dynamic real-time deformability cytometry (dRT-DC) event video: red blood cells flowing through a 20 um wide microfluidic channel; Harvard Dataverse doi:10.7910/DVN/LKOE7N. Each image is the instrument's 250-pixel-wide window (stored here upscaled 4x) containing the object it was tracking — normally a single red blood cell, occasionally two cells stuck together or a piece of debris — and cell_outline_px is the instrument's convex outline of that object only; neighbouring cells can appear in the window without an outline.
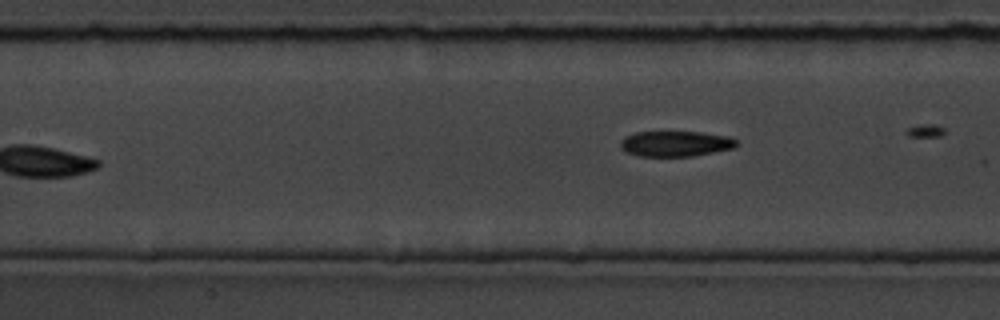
{"species": "common noctule bat (a hibernating species)", "species_latin": "Nyctalus noctula", "temperature_condition": "room temperature", "stored_images_in_passage": 8, "camera_frame_rate_fps": 3000, "um_per_image_px": 0.085, "animal": {"sex": "male", "body_mass_g": 19.5, "forearm_length_mm": 54.6}, "frame": {"image": 1, "passage_image": 8, "time_ms": 9.0, "image_size_px": [1000, 320], "cell_outline_px": [[736, 148], [692, 156], [640, 156], [628, 152], [620, 148], [620, 140], [636, 132], [700, 132], [728, 136], [736, 140]], "centroid_in_image_um": [57.44, 12.21], "position_along_channel_um": 150.0, "area_um2": 17.11}}